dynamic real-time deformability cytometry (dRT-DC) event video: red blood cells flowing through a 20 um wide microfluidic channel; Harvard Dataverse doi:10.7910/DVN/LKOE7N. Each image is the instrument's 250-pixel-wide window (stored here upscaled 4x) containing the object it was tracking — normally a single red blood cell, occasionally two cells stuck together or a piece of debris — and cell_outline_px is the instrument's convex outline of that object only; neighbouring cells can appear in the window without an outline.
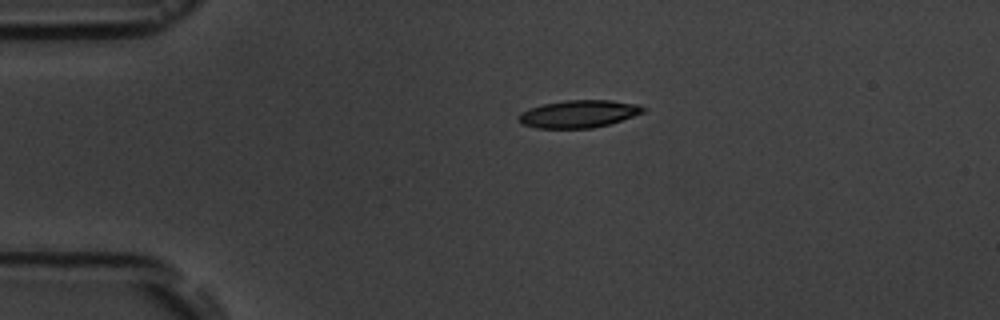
{"species": "common noctule bat (a hibernating species)", "species_latin": "Nyctalus noctula", "temperature_condition": "room temperature", "stored_images_in_passage": 2, "camera_frame_rate_fps": 3000, "um_per_image_px": 0.085, "animal": {"sex": "male", "body_mass_g": 19.5, "forearm_length_mm": 54.6}, "frame": {"image": 1, "passage_image": 1, "time_ms": 0.0, "image_size_px": [1000, 320], "cell_outline_px": [[648, 108], [644, 112], [608, 124], [592, 128], [536, 128], [520, 124], [516, 116], [520, 112], [528, 108], [544, 104], [564, 100], [612, 100], [636, 104]], "centroid_in_image_um": [49.13, 9.68], "position_along_channel_um": 35.9, "area_um2": 20.06}}